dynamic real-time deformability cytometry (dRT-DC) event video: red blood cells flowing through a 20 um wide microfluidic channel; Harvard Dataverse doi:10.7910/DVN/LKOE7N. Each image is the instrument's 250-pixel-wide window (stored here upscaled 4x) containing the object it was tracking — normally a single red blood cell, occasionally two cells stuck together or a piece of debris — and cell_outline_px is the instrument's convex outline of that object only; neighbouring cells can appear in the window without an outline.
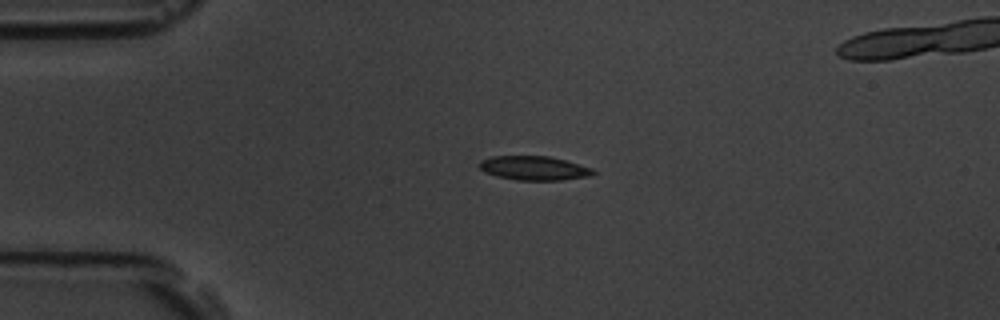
{"species": "common noctule bat (a hibernating species)", "species_latin": "Nyctalus noctula", "temperature_condition": "room temperature", "stored_images_in_passage": 5, "camera_frame_rate_fps": 3000, "um_per_image_px": 0.085, "animal": {"sex": "male", "body_mass_g": 19.5, "forearm_length_mm": 54.6}, "frame": {"image": 1, "passage_image": 3, "time_ms": 2.333, "image_size_px": [1000, 320], "cell_outline_px": [[596, 172], [592, 176], [564, 180], [516, 180], [496, 176], [484, 172], [480, 168], [480, 160], [492, 156], [548, 156], [564, 160], [592, 168]], "centroid_in_image_um": [45.4, 14.3], "position_along_channel_um": 39.6, "area_um2": 16.01}}
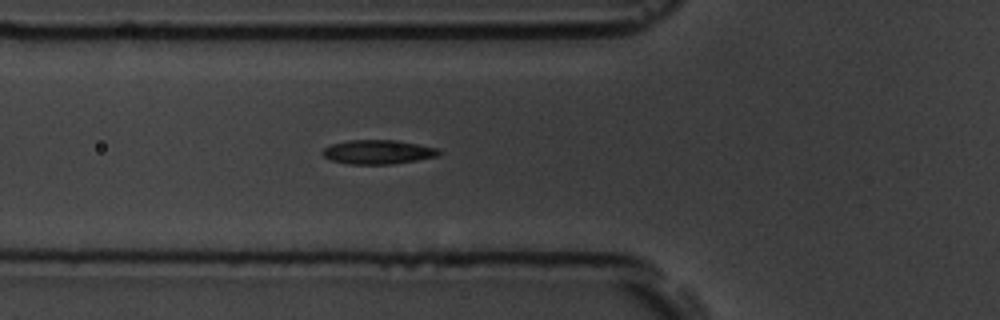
{"frame": {"image": 2, "passage_image": 5, "time_ms": 4.667, "image_size_px": [1000, 320], "cell_outline_px": [[444, 152], [436, 156], [416, 160], [392, 164], [348, 164], [332, 160], [324, 156], [320, 152], [324, 148], [332, 144], [348, 140], [396, 140], [440, 148]], "centroid_in_image_um": [32.15, 12.91], "position_along_channel_um": 93.6, "area_um2": 16.42}}